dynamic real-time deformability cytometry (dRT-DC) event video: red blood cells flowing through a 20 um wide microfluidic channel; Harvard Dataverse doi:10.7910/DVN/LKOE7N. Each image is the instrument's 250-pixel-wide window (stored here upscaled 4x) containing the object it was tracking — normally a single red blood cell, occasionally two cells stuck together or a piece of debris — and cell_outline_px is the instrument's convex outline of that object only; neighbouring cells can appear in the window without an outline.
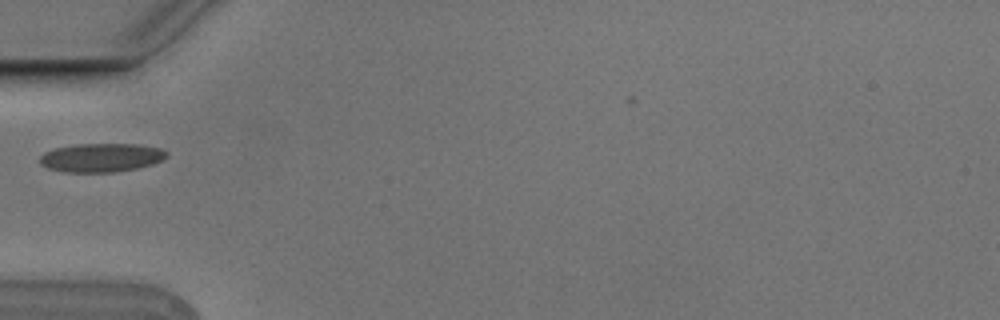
{"species": "Egyptian fruit bat (a non-hibernating species)", "species_latin": "Rousettus aegyptiacus", "temperature_condition": "cold", "stored_images_in_passage": 10, "camera_frame_rate_fps": 3000, "um_per_image_px": 0.085, "animal": {"sex": "male"}, "frame": {"image": 1, "passage_image": 6, "time_ms": 1.667, "image_size_px": [1000, 320], "cell_outline_px": [[168, 156], [164, 160], [152, 164], [136, 168], [116, 172], [64, 172], [48, 168], [40, 164], [40, 156], [44, 152], [56, 148], [76, 144], [140, 144], [160, 148], [168, 152]], "centroid_in_image_um": [8.63, 13.39], "position_along_channel_um": 76.4, "area_um2": 21.33}}
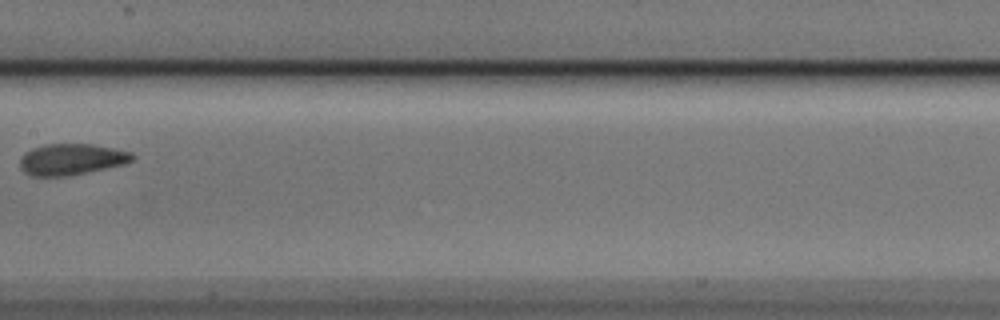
{"frame": {"image": 2, "passage_image": 9, "time_ms": 2.667, "image_size_px": [1000, 320], "cell_outline_px": [[136, 156], [132, 160], [124, 164], [64, 176], [32, 176], [24, 172], [20, 168], [20, 160], [24, 152], [32, 148], [44, 144], [92, 144], [132, 152]], "centroid_in_image_um": [6.04, 13.53], "position_along_channel_um": 201.4, "area_um2": 20.29}}
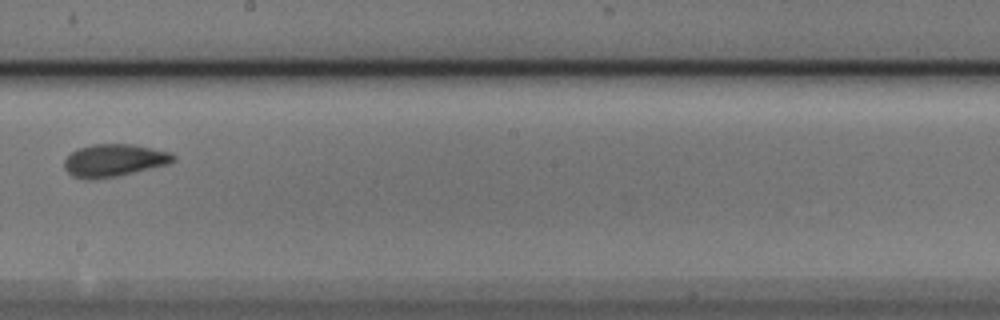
{"frame": {"image": 3, "passage_image": 10, "time_ms": 3.0, "image_size_px": [1000, 320], "cell_outline_px": [[176, 160], [168, 164], [116, 176], [92, 180], [88, 180], [72, 176], [64, 168], [64, 160], [76, 148], [92, 144], [132, 144], [172, 152], [176, 156]], "centroid_in_image_um": [9.69, 13.62], "position_along_channel_um": 238.5, "area_um2": 20.75}}